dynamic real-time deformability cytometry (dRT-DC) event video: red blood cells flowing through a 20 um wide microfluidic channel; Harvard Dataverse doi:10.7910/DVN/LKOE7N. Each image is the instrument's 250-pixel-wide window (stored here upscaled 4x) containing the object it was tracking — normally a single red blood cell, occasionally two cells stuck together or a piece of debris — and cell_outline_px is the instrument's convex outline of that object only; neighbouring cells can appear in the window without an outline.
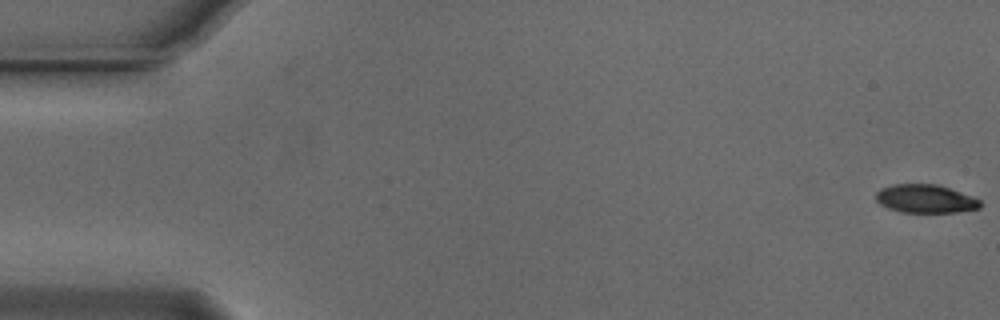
{"species": "Egyptian fruit bat (a non-hibernating species)", "species_latin": "Rousettus aegyptiacus", "temperature_condition": "cold", "stored_images_in_passage": 55, "camera_frame_rate_fps": 3000, "um_per_image_px": 0.085, "animal": {"sex": "male"}, "frame": {"image": 1, "passage_image": 1, "time_ms": 0.0, "image_size_px": [1000, 320], "cell_outline_px": [[980, 208], [956, 212], [900, 212], [888, 208], [880, 204], [876, 200], [876, 192], [880, 188], [892, 184], [936, 184], [972, 196], [980, 200]], "centroid_in_image_um": [78.62, 16.89], "position_along_channel_um": 6.4, "area_um2": 17.17}}
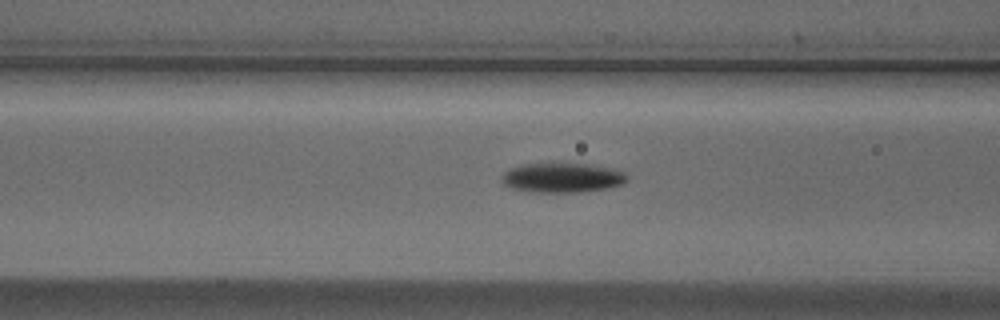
{"frame": {"image": 2, "passage_image": 22, "time_ms": 7.0, "image_size_px": [1000, 320], "cell_outline_px": [[628, 180], [624, 184], [604, 188], [580, 192], [532, 192], [512, 188], [504, 184], [500, 176], [504, 172], [512, 168], [524, 164], [588, 164], [608, 168], [624, 172], [628, 176]], "centroid_in_image_um": [47.79, 15.11], "position_along_channel_um": 118.8, "area_um2": 21.33}}
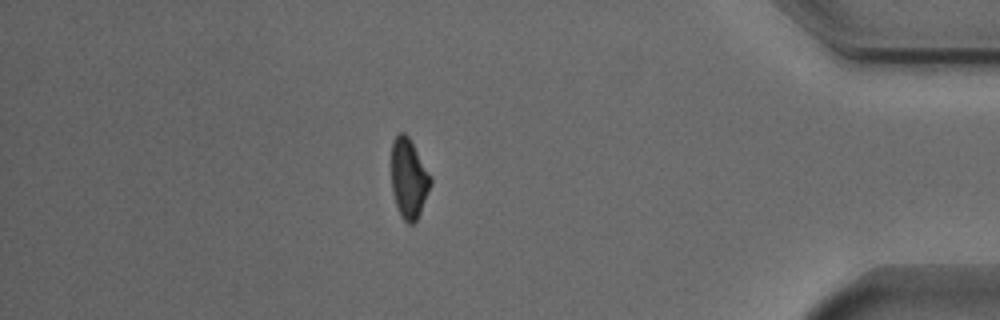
{"frame": {"image": 3, "passage_image": 48, "time_ms": 15.667, "image_size_px": [1000, 320], "cell_outline_px": [[432, 184], [420, 212], [416, 220], [412, 224], [408, 224], [400, 216], [392, 192], [392, 140], [400, 132], [404, 132], [408, 136], [432, 176]], "centroid_in_image_um": [34.75, 15.17], "position_along_channel_um": 400.4, "area_um2": 18.21}, "authors_computed_cell_mechanics": {"area_um2": 19.1896, "velocity_mm_per_s": 3.7388, "shape_relaxation_time_tau1_ms": 1.7954, "shape_relaxation_time_tau2_ms": null, "deformation_change_tau1": 0.1273, "deformation_change_tau2": null}}